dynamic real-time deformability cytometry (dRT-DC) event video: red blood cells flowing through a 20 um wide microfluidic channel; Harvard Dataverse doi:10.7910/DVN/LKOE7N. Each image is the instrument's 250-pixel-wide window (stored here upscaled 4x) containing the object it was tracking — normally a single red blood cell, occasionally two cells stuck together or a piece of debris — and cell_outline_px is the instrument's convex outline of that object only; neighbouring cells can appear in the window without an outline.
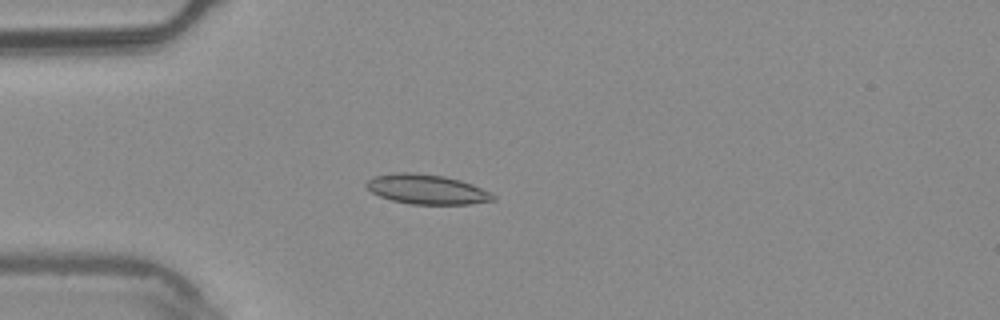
{"species": "common noctule bat (a hibernating species)", "species_latin": "Nyctalus noctula", "temperature_condition": "warm", "stored_images_in_passage": 5, "camera_frame_rate_fps": 3000, "um_per_image_px": 0.085, "animal": {"sex": "male", "body_mass_g": 20.4}, "frame": {"image": 1, "passage_image": 5, "time_ms": 1.333, "image_size_px": [1000, 320], "cell_outline_px": [[496, 200], [472, 204], [408, 204], [392, 200], [380, 196], [372, 192], [364, 184], [372, 176], [396, 172], [412, 172], [444, 176], [460, 180], [472, 184], [496, 196]], "centroid_in_image_um": [36.26, 16.09], "position_along_channel_um": 48.7, "area_um2": 21.96}}